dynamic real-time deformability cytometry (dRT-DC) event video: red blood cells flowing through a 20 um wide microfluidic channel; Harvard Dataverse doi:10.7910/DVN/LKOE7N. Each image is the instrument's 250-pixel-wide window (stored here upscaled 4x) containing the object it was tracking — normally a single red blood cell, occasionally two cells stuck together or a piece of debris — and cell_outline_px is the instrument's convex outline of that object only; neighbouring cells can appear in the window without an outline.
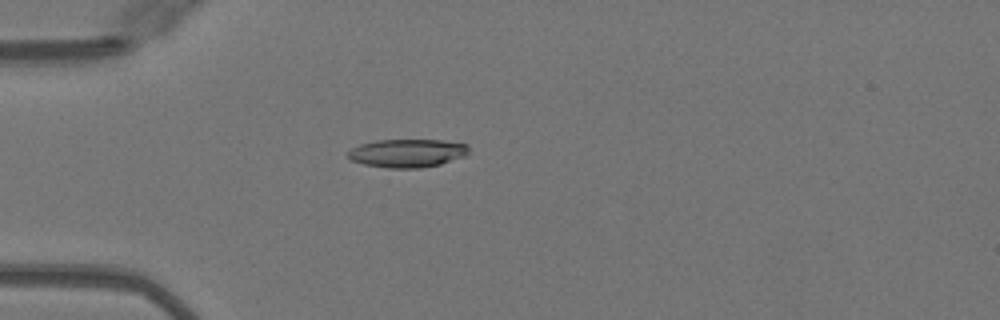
{"species": "Egyptian fruit bat (a non-hibernating species)", "species_latin": "Rousettus aegyptiacus", "temperature_condition": "warm", "stored_images_in_passage": 51, "camera_frame_rate_fps": 3000, "um_per_image_px": 0.085, "animal": {"sex": "female"}, "frame": {"image": 1, "passage_image": 15, "time_ms": 4.667, "image_size_px": [1000, 320], "cell_outline_px": [[468, 152], [464, 156], [440, 164], [420, 168], [388, 168], [364, 164], [352, 160], [348, 156], [348, 152], [352, 148], [360, 144], [376, 140], [440, 140], [468, 144]], "centroid_in_image_um": [34.62, 13.01], "position_along_channel_um": 50.4, "area_um2": 19.77}}
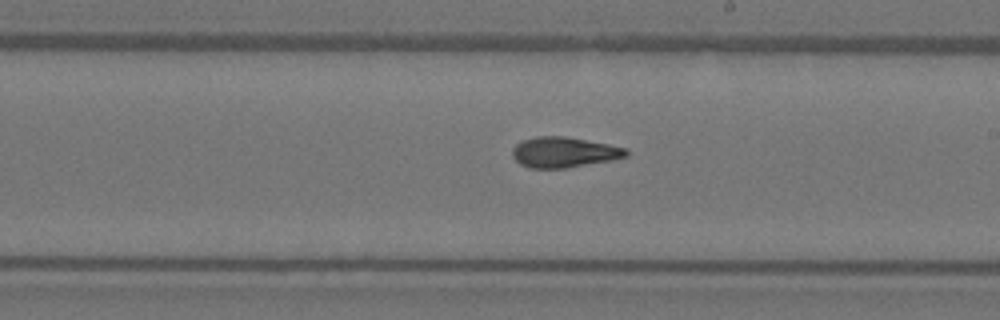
{"frame": {"image": 2, "passage_image": 30, "time_ms": 9.667, "image_size_px": [1000, 320], "cell_outline_px": [[628, 156], [612, 160], [568, 168], [528, 168], [520, 164], [512, 156], [512, 148], [516, 144], [524, 140], [536, 136], [564, 136], [608, 144], [628, 148]], "centroid_in_image_um": [47.94, 12.95], "position_along_channel_um": 241.1, "area_um2": 20.29}}
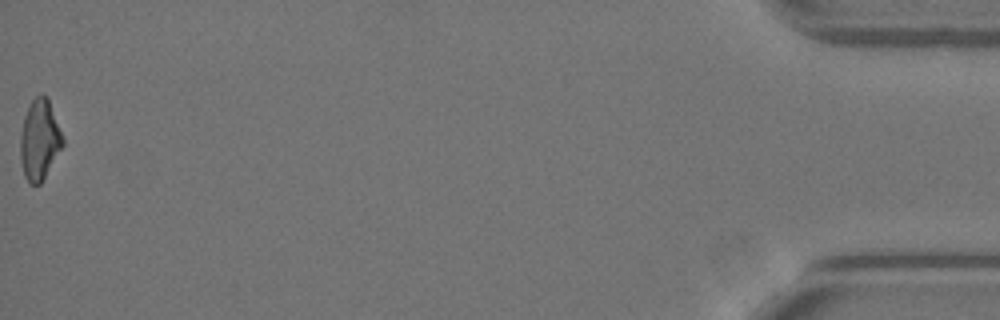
{"frame": {"image": 3, "passage_image": 51, "time_ms": 16.667, "image_size_px": [1000, 320], "cell_outline_px": [[64, 144], [40, 184], [28, 184], [24, 176], [20, 160], [20, 136], [24, 116], [32, 100], [36, 96], [44, 96], [48, 100], [64, 136]], "centroid_in_image_um": [3.35, 11.92], "position_along_channel_um": 431.8, "area_um2": 19.71}, "authors_computed_cell_mechanics": {"area_um2": 19.941, "velocity_mm_per_s": 4.0873, "shape_relaxation_time_tau1_ms": 8.2228, "shape_relaxation_time_tau2_ms": 2.8271, "deformation_change_tau1": 0.2658, "deformation_change_tau2": 0.1264}}